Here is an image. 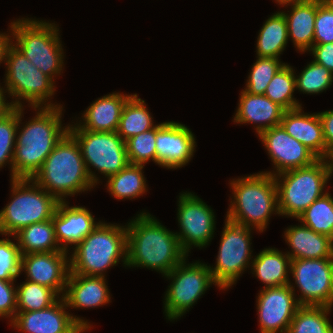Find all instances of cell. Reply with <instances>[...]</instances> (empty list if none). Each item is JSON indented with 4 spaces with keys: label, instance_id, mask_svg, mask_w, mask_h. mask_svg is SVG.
I'll list each match as a JSON object with an SVG mask.
<instances>
[{
    "label": "cell",
    "instance_id": "cell-22",
    "mask_svg": "<svg viewBox=\"0 0 333 333\" xmlns=\"http://www.w3.org/2000/svg\"><path fill=\"white\" fill-rule=\"evenodd\" d=\"M132 95L112 93L96 100L83 115V125L68 126L69 130L115 132L118 130L122 110Z\"/></svg>",
    "mask_w": 333,
    "mask_h": 333
},
{
    "label": "cell",
    "instance_id": "cell-13",
    "mask_svg": "<svg viewBox=\"0 0 333 333\" xmlns=\"http://www.w3.org/2000/svg\"><path fill=\"white\" fill-rule=\"evenodd\" d=\"M290 273L302 293L300 306H333V258L293 259Z\"/></svg>",
    "mask_w": 333,
    "mask_h": 333
},
{
    "label": "cell",
    "instance_id": "cell-4",
    "mask_svg": "<svg viewBox=\"0 0 333 333\" xmlns=\"http://www.w3.org/2000/svg\"><path fill=\"white\" fill-rule=\"evenodd\" d=\"M230 184L234 201H231L226 219L249 228L254 226L263 232L272 212L279 214L274 176L261 172L233 180Z\"/></svg>",
    "mask_w": 333,
    "mask_h": 333
},
{
    "label": "cell",
    "instance_id": "cell-29",
    "mask_svg": "<svg viewBox=\"0 0 333 333\" xmlns=\"http://www.w3.org/2000/svg\"><path fill=\"white\" fill-rule=\"evenodd\" d=\"M257 39V57L279 59L289 39L284 15L277 12L269 17Z\"/></svg>",
    "mask_w": 333,
    "mask_h": 333
},
{
    "label": "cell",
    "instance_id": "cell-8",
    "mask_svg": "<svg viewBox=\"0 0 333 333\" xmlns=\"http://www.w3.org/2000/svg\"><path fill=\"white\" fill-rule=\"evenodd\" d=\"M15 44L34 66L52 80L63 66V50L57 26L51 23L24 18L11 23Z\"/></svg>",
    "mask_w": 333,
    "mask_h": 333
},
{
    "label": "cell",
    "instance_id": "cell-18",
    "mask_svg": "<svg viewBox=\"0 0 333 333\" xmlns=\"http://www.w3.org/2000/svg\"><path fill=\"white\" fill-rule=\"evenodd\" d=\"M156 163L168 169L186 165L193 156L195 138L187 126L177 122L156 125Z\"/></svg>",
    "mask_w": 333,
    "mask_h": 333
},
{
    "label": "cell",
    "instance_id": "cell-33",
    "mask_svg": "<svg viewBox=\"0 0 333 333\" xmlns=\"http://www.w3.org/2000/svg\"><path fill=\"white\" fill-rule=\"evenodd\" d=\"M295 78L293 68L285 64L269 82L264 95L285 111L300 108L299 102L292 97L296 89Z\"/></svg>",
    "mask_w": 333,
    "mask_h": 333
},
{
    "label": "cell",
    "instance_id": "cell-12",
    "mask_svg": "<svg viewBox=\"0 0 333 333\" xmlns=\"http://www.w3.org/2000/svg\"><path fill=\"white\" fill-rule=\"evenodd\" d=\"M252 228L226 219L216 266H209L215 285L221 289L232 286L247 268L251 259L250 231Z\"/></svg>",
    "mask_w": 333,
    "mask_h": 333
},
{
    "label": "cell",
    "instance_id": "cell-39",
    "mask_svg": "<svg viewBox=\"0 0 333 333\" xmlns=\"http://www.w3.org/2000/svg\"><path fill=\"white\" fill-rule=\"evenodd\" d=\"M332 82L333 73L314 61L295 78L296 89L308 94L323 92L332 85Z\"/></svg>",
    "mask_w": 333,
    "mask_h": 333
},
{
    "label": "cell",
    "instance_id": "cell-3",
    "mask_svg": "<svg viewBox=\"0 0 333 333\" xmlns=\"http://www.w3.org/2000/svg\"><path fill=\"white\" fill-rule=\"evenodd\" d=\"M32 179L59 201L95 186L87 172L80 147L69 132L53 148Z\"/></svg>",
    "mask_w": 333,
    "mask_h": 333
},
{
    "label": "cell",
    "instance_id": "cell-35",
    "mask_svg": "<svg viewBox=\"0 0 333 333\" xmlns=\"http://www.w3.org/2000/svg\"><path fill=\"white\" fill-rule=\"evenodd\" d=\"M16 296L17 312L43 310L59 300L52 289L28 280L16 288Z\"/></svg>",
    "mask_w": 333,
    "mask_h": 333
},
{
    "label": "cell",
    "instance_id": "cell-45",
    "mask_svg": "<svg viewBox=\"0 0 333 333\" xmlns=\"http://www.w3.org/2000/svg\"><path fill=\"white\" fill-rule=\"evenodd\" d=\"M9 35L0 34V63L5 61L8 48L12 45Z\"/></svg>",
    "mask_w": 333,
    "mask_h": 333
},
{
    "label": "cell",
    "instance_id": "cell-17",
    "mask_svg": "<svg viewBox=\"0 0 333 333\" xmlns=\"http://www.w3.org/2000/svg\"><path fill=\"white\" fill-rule=\"evenodd\" d=\"M258 135L278 172L264 173L275 176L288 170L309 166L319 159L310 149L290 136L281 125L264 130Z\"/></svg>",
    "mask_w": 333,
    "mask_h": 333
},
{
    "label": "cell",
    "instance_id": "cell-2",
    "mask_svg": "<svg viewBox=\"0 0 333 333\" xmlns=\"http://www.w3.org/2000/svg\"><path fill=\"white\" fill-rule=\"evenodd\" d=\"M62 106L52 103L38 107L37 115L28 121L16 137L12 178H29L41 169L47 156L68 132L62 128Z\"/></svg>",
    "mask_w": 333,
    "mask_h": 333
},
{
    "label": "cell",
    "instance_id": "cell-41",
    "mask_svg": "<svg viewBox=\"0 0 333 333\" xmlns=\"http://www.w3.org/2000/svg\"><path fill=\"white\" fill-rule=\"evenodd\" d=\"M313 44L333 42V4L317 0Z\"/></svg>",
    "mask_w": 333,
    "mask_h": 333
},
{
    "label": "cell",
    "instance_id": "cell-40",
    "mask_svg": "<svg viewBox=\"0 0 333 333\" xmlns=\"http://www.w3.org/2000/svg\"><path fill=\"white\" fill-rule=\"evenodd\" d=\"M21 253L18 244L0 239V280H15L21 273Z\"/></svg>",
    "mask_w": 333,
    "mask_h": 333
},
{
    "label": "cell",
    "instance_id": "cell-1",
    "mask_svg": "<svg viewBox=\"0 0 333 333\" xmlns=\"http://www.w3.org/2000/svg\"><path fill=\"white\" fill-rule=\"evenodd\" d=\"M126 229L127 266H145L165 276L186 259L177 235L150 214L142 212Z\"/></svg>",
    "mask_w": 333,
    "mask_h": 333
},
{
    "label": "cell",
    "instance_id": "cell-5",
    "mask_svg": "<svg viewBox=\"0 0 333 333\" xmlns=\"http://www.w3.org/2000/svg\"><path fill=\"white\" fill-rule=\"evenodd\" d=\"M74 249L69 261L71 273L104 276V270L116 265L120 257L127 265V229L99 222Z\"/></svg>",
    "mask_w": 333,
    "mask_h": 333
},
{
    "label": "cell",
    "instance_id": "cell-32",
    "mask_svg": "<svg viewBox=\"0 0 333 333\" xmlns=\"http://www.w3.org/2000/svg\"><path fill=\"white\" fill-rule=\"evenodd\" d=\"M330 310L329 306H300L287 333H333L327 318Z\"/></svg>",
    "mask_w": 333,
    "mask_h": 333
},
{
    "label": "cell",
    "instance_id": "cell-31",
    "mask_svg": "<svg viewBox=\"0 0 333 333\" xmlns=\"http://www.w3.org/2000/svg\"><path fill=\"white\" fill-rule=\"evenodd\" d=\"M144 165L128 164L117 174L108 177V190L117 199L140 196L146 191V181L142 173Z\"/></svg>",
    "mask_w": 333,
    "mask_h": 333
},
{
    "label": "cell",
    "instance_id": "cell-46",
    "mask_svg": "<svg viewBox=\"0 0 333 333\" xmlns=\"http://www.w3.org/2000/svg\"><path fill=\"white\" fill-rule=\"evenodd\" d=\"M3 88L0 87V118L5 115L12 107L10 103H6Z\"/></svg>",
    "mask_w": 333,
    "mask_h": 333
},
{
    "label": "cell",
    "instance_id": "cell-28",
    "mask_svg": "<svg viewBox=\"0 0 333 333\" xmlns=\"http://www.w3.org/2000/svg\"><path fill=\"white\" fill-rule=\"evenodd\" d=\"M14 236L21 255L63 251L57 242L52 219L26 226Z\"/></svg>",
    "mask_w": 333,
    "mask_h": 333
},
{
    "label": "cell",
    "instance_id": "cell-26",
    "mask_svg": "<svg viewBox=\"0 0 333 333\" xmlns=\"http://www.w3.org/2000/svg\"><path fill=\"white\" fill-rule=\"evenodd\" d=\"M291 6L290 15L281 12L286 19L288 37L291 36L299 51L305 52L313 46L317 0H305Z\"/></svg>",
    "mask_w": 333,
    "mask_h": 333
},
{
    "label": "cell",
    "instance_id": "cell-20",
    "mask_svg": "<svg viewBox=\"0 0 333 333\" xmlns=\"http://www.w3.org/2000/svg\"><path fill=\"white\" fill-rule=\"evenodd\" d=\"M52 220L57 242L65 251L68 244L76 246L98 225L85 207H69L65 201L59 202Z\"/></svg>",
    "mask_w": 333,
    "mask_h": 333
},
{
    "label": "cell",
    "instance_id": "cell-47",
    "mask_svg": "<svg viewBox=\"0 0 333 333\" xmlns=\"http://www.w3.org/2000/svg\"><path fill=\"white\" fill-rule=\"evenodd\" d=\"M327 158L331 160V162H330V160H329V161L326 160L327 165H328V169H329V175H330V177H331L332 172H333V149H331V150L328 152V154H327V156H326V159H327ZM328 162H329V163H328Z\"/></svg>",
    "mask_w": 333,
    "mask_h": 333
},
{
    "label": "cell",
    "instance_id": "cell-30",
    "mask_svg": "<svg viewBox=\"0 0 333 333\" xmlns=\"http://www.w3.org/2000/svg\"><path fill=\"white\" fill-rule=\"evenodd\" d=\"M152 122L145 101L134 94L124 105L117 133L126 141L139 133L153 129L156 125Z\"/></svg>",
    "mask_w": 333,
    "mask_h": 333
},
{
    "label": "cell",
    "instance_id": "cell-27",
    "mask_svg": "<svg viewBox=\"0 0 333 333\" xmlns=\"http://www.w3.org/2000/svg\"><path fill=\"white\" fill-rule=\"evenodd\" d=\"M251 263L253 274H256L266 284L264 288L288 285L290 283L288 271L290 270L291 258L288 254H282L275 248H266Z\"/></svg>",
    "mask_w": 333,
    "mask_h": 333
},
{
    "label": "cell",
    "instance_id": "cell-14",
    "mask_svg": "<svg viewBox=\"0 0 333 333\" xmlns=\"http://www.w3.org/2000/svg\"><path fill=\"white\" fill-rule=\"evenodd\" d=\"M178 206L181 232L175 234L182 249L188 253L191 245L199 248L208 245L215 229L213 210L192 193L181 194Z\"/></svg>",
    "mask_w": 333,
    "mask_h": 333
},
{
    "label": "cell",
    "instance_id": "cell-25",
    "mask_svg": "<svg viewBox=\"0 0 333 333\" xmlns=\"http://www.w3.org/2000/svg\"><path fill=\"white\" fill-rule=\"evenodd\" d=\"M287 243L292 248L288 256L293 259L333 258V239L314 232L305 225L291 226L285 231Z\"/></svg>",
    "mask_w": 333,
    "mask_h": 333
},
{
    "label": "cell",
    "instance_id": "cell-44",
    "mask_svg": "<svg viewBox=\"0 0 333 333\" xmlns=\"http://www.w3.org/2000/svg\"><path fill=\"white\" fill-rule=\"evenodd\" d=\"M322 124L323 137L326 144V156L333 149V110L318 113Z\"/></svg>",
    "mask_w": 333,
    "mask_h": 333
},
{
    "label": "cell",
    "instance_id": "cell-21",
    "mask_svg": "<svg viewBox=\"0 0 333 333\" xmlns=\"http://www.w3.org/2000/svg\"><path fill=\"white\" fill-rule=\"evenodd\" d=\"M301 108L284 111L280 125L319 159H326V144L319 114H305Z\"/></svg>",
    "mask_w": 333,
    "mask_h": 333
},
{
    "label": "cell",
    "instance_id": "cell-16",
    "mask_svg": "<svg viewBox=\"0 0 333 333\" xmlns=\"http://www.w3.org/2000/svg\"><path fill=\"white\" fill-rule=\"evenodd\" d=\"M291 283L264 288L259 293L257 309L261 333H287L300 304Z\"/></svg>",
    "mask_w": 333,
    "mask_h": 333
},
{
    "label": "cell",
    "instance_id": "cell-49",
    "mask_svg": "<svg viewBox=\"0 0 333 333\" xmlns=\"http://www.w3.org/2000/svg\"><path fill=\"white\" fill-rule=\"evenodd\" d=\"M322 1H325V2H328V3H332V4H333V0H322Z\"/></svg>",
    "mask_w": 333,
    "mask_h": 333
},
{
    "label": "cell",
    "instance_id": "cell-36",
    "mask_svg": "<svg viewBox=\"0 0 333 333\" xmlns=\"http://www.w3.org/2000/svg\"><path fill=\"white\" fill-rule=\"evenodd\" d=\"M23 107L11 108L0 118V168L10 161L11 171L17 130L20 129ZM19 126V127H18Z\"/></svg>",
    "mask_w": 333,
    "mask_h": 333
},
{
    "label": "cell",
    "instance_id": "cell-15",
    "mask_svg": "<svg viewBox=\"0 0 333 333\" xmlns=\"http://www.w3.org/2000/svg\"><path fill=\"white\" fill-rule=\"evenodd\" d=\"M65 307L62 297L43 310L16 312L11 325L25 333H82L91 328L87 321L67 313Z\"/></svg>",
    "mask_w": 333,
    "mask_h": 333
},
{
    "label": "cell",
    "instance_id": "cell-10",
    "mask_svg": "<svg viewBox=\"0 0 333 333\" xmlns=\"http://www.w3.org/2000/svg\"><path fill=\"white\" fill-rule=\"evenodd\" d=\"M76 139L87 172L95 185L97 177L89 165L98 169L106 177L117 174L128 164L125 141L115 132H94L88 130H68Z\"/></svg>",
    "mask_w": 333,
    "mask_h": 333
},
{
    "label": "cell",
    "instance_id": "cell-7",
    "mask_svg": "<svg viewBox=\"0 0 333 333\" xmlns=\"http://www.w3.org/2000/svg\"><path fill=\"white\" fill-rule=\"evenodd\" d=\"M281 176L282 180L279 181ZM274 178L278 190L279 214L298 218L325 194L323 190L330 175L326 159H318L309 166L276 174Z\"/></svg>",
    "mask_w": 333,
    "mask_h": 333
},
{
    "label": "cell",
    "instance_id": "cell-34",
    "mask_svg": "<svg viewBox=\"0 0 333 333\" xmlns=\"http://www.w3.org/2000/svg\"><path fill=\"white\" fill-rule=\"evenodd\" d=\"M314 232L333 239V198L327 192L314 201L298 218Z\"/></svg>",
    "mask_w": 333,
    "mask_h": 333
},
{
    "label": "cell",
    "instance_id": "cell-37",
    "mask_svg": "<svg viewBox=\"0 0 333 333\" xmlns=\"http://www.w3.org/2000/svg\"><path fill=\"white\" fill-rule=\"evenodd\" d=\"M284 65L276 58L258 57L252 66L245 91L253 95H264L269 82Z\"/></svg>",
    "mask_w": 333,
    "mask_h": 333
},
{
    "label": "cell",
    "instance_id": "cell-19",
    "mask_svg": "<svg viewBox=\"0 0 333 333\" xmlns=\"http://www.w3.org/2000/svg\"><path fill=\"white\" fill-rule=\"evenodd\" d=\"M68 251L31 253L21 255V271L27 280L52 289L57 295L66 290L70 273ZM24 269V270H23Z\"/></svg>",
    "mask_w": 333,
    "mask_h": 333
},
{
    "label": "cell",
    "instance_id": "cell-6",
    "mask_svg": "<svg viewBox=\"0 0 333 333\" xmlns=\"http://www.w3.org/2000/svg\"><path fill=\"white\" fill-rule=\"evenodd\" d=\"M11 179L13 200L0 211L2 235H14L26 226L52 219L60 202L55 196L42 190L33 179Z\"/></svg>",
    "mask_w": 333,
    "mask_h": 333
},
{
    "label": "cell",
    "instance_id": "cell-42",
    "mask_svg": "<svg viewBox=\"0 0 333 333\" xmlns=\"http://www.w3.org/2000/svg\"><path fill=\"white\" fill-rule=\"evenodd\" d=\"M14 280H0V317H11L14 319L17 312L16 288Z\"/></svg>",
    "mask_w": 333,
    "mask_h": 333
},
{
    "label": "cell",
    "instance_id": "cell-11",
    "mask_svg": "<svg viewBox=\"0 0 333 333\" xmlns=\"http://www.w3.org/2000/svg\"><path fill=\"white\" fill-rule=\"evenodd\" d=\"M185 260L165 275L173 280L164 301L169 320L181 317L212 283L215 284L207 264L197 262L186 266Z\"/></svg>",
    "mask_w": 333,
    "mask_h": 333
},
{
    "label": "cell",
    "instance_id": "cell-43",
    "mask_svg": "<svg viewBox=\"0 0 333 333\" xmlns=\"http://www.w3.org/2000/svg\"><path fill=\"white\" fill-rule=\"evenodd\" d=\"M309 51H312L314 55V62L323 65L333 73V42L325 44H313Z\"/></svg>",
    "mask_w": 333,
    "mask_h": 333
},
{
    "label": "cell",
    "instance_id": "cell-24",
    "mask_svg": "<svg viewBox=\"0 0 333 333\" xmlns=\"http://www.w3.org/2000/svg\"><path fill=\"white\" fill-rule=\"evenodd\" d=\"M284 111L281 106L265 95H253L243 90L234 122L240 124L260 123L256 126V132L259 134L264 130L280 125Z\"/></svg>",
    "mask_w": 333,
    "mask_h": 333
},
{
    "label": "cell",
    "instance_id": "cell-23",
    "mask_svg": "<svg viewBox=\"0 0 333 333\" xmlns=\"http://www.w3.org/2000/svg\"><path fill=\"white\" fill-rule=\"evenodd\" d=\"M104 276H86L69 273L65 293L67 306L72 308H94L110 301Z\"/></svg>",
    "mask_w": 333,
    "mask_h": 333
},
{
    "label": "cell",
    "instance_id": "cell-38",
    "mask_svg": "<svg viewBox=\"0 0 333 333\" xmlns=\"http://www.w3.org/2000/svg\"><path fill=\"white\" fill-rule=\"evenodd\" d=\"M156 126L125 141L129 164L144 165L152 159L156 163Z\"/></svg>",
    "mask_w": 333,
    "mask_h": 333
},
{
    "label": "cell",
    "instance_id": "cell-48",
    "mask_svg": "<svg viewBox=\"0 0 333 333\" xmlns=\"http://www.w3.org/2000/svg\"><path fill=\"white\" fill-rule=\"evenodd\" d=\"M280 5H290V4H293V3H297V2H302V1H305V0H276Z\"/></svg>",
    "mask_w": 333,
    "mask_h": 333
},
{
    "label": "cell",
    "instance_id": "cell-9",
    "mask_svg": "<svg viewBox=\"0 0 333 333\" xmlns=\"http://www.w3.org/2000/svg\"><path fill=\"white\" fill-rule=\"evenodd\" d=\"M4 62L8 67L5 77L6 90L12 97H17L15 102L10 103L11 107H22L19 100L24 99L37 109L54 94V81L37 69L13 44L8 48Z\"/></svg>",
    "mask_w": 333,
    "mask_h": 333
}]
</instances>
